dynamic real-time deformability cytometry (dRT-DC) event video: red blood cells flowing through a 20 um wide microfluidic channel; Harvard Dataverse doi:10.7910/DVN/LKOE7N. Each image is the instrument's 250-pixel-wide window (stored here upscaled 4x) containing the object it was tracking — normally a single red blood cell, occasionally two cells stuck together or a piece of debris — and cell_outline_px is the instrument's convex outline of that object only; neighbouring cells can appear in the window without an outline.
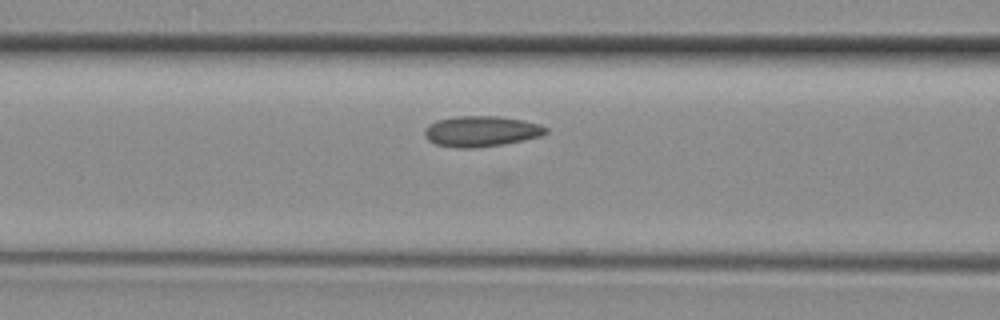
{"species": "common noctule bat (a hibernating species)", "species_latin": "Nyctalus noctula", "temperature_condition": "room temperature", "stored_images_in_passage": 20, "camera_frame_rate_fps": 3000, "um_per_image_px": 0.085, "animal": {"sex": "female", "body_mass_g": 29.2, "forearm_length_mm": 56.3}, "frame": {"image": 1, "passage_image": 6, "time_ms": 1.667, "image_size_px": [1000, 320], "cell_outline_px": [[548, 132], [540, 136], [524, 140], [476, 148], [456, 148], [436, 144], [428, 140], [424, 136], [424, 128], [428, 124], [436, 120], [456, 116], [500, 116], [524, 120], [540, 124], [548, 128]], "centroid_in_image_um": [40.88, 11.15], "position_along_channel_um": 125.7, "area_um2": 21.85}}
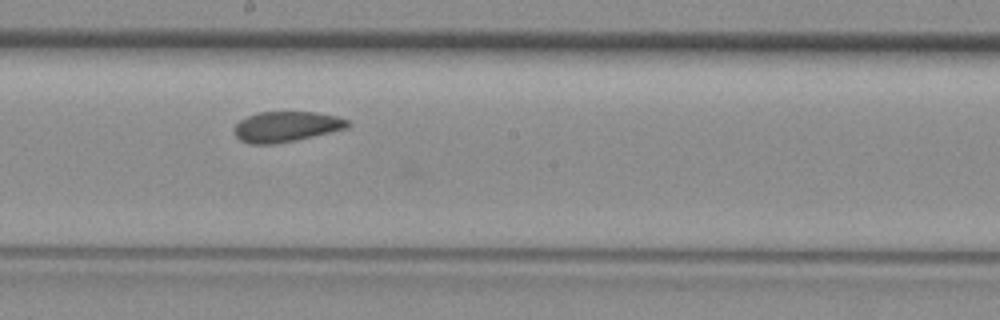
{"frame": {"image": 2, "passage_image": 12, "time_ms": 3.667, "image_size_px": [1000, 320], "cell_outline_px": [[352, 124], [348, 128], [296, 140], [272, 144], [252, 144], [240, 140], [236, 136], [236, 124], [240, 120], [256, 112], [316, 112], [336, 116], [348, 120]], "centroid_in_image_um": [24.37, 10.76], "position_along_channel_um": 223.8, "area_um2": 20.0}}
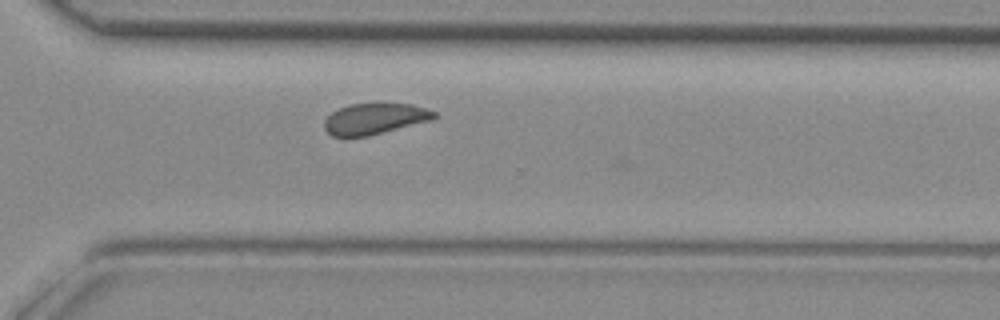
{"frame": {"image": 3, "passage_image": 19, "time_ms": 6.0, "image_size_px": [1000, 320], "cell_outline_px": [[436, 116], [432, 120], [368, 136], [332, 136], [324, 128], [324, 120], [332, 112], [348, 104], [380, 100], [412, 104], [436, 112]], "centroid_in_image_um": [31.86, 10.03], "position_along_channel_um": 338.7, "area_um2": 20.52}}